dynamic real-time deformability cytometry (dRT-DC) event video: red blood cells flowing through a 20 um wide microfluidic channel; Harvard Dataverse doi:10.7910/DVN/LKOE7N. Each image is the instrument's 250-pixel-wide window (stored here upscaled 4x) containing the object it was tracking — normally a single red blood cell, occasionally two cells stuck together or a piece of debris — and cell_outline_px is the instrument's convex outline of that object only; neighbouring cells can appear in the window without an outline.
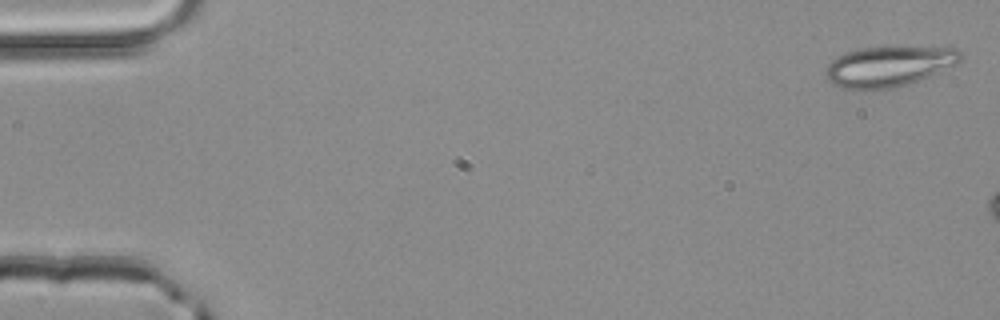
{"species": "common noctule bat (a hibernating species)", "species_latin": "Nyctalus noctula", "temperature_condition": "room temperature", "stored_images_in_passage": 3, "camera_frame_rate_fps": 3000, "um_per_image_px": 0.085, "animal": {"sex": "male", "body_mass_g": 20.4}, "frame": {"image": 1, "passage_image": 1, "time_ms": 0.0, "image_size_px": [1000, 320], "cell_outline_px": [[964, 56], [956, 64], [928, 76], [908, 84], [892, 88], [840, 88], [832, 84], [824, 76], [824, 72], [828, 64], [832, 60], [848, 52], [864, 48], [960, 48]], "centroid_in_image_um": [75.54, 5.65], "position_along_channel_um": 9.5, "area_um2": 30.98}}